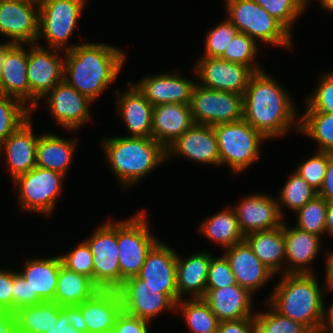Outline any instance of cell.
<instances>
[{
    "mask_svg": "<svg viewBox=\"0 0 333 333\" xmlns=\"http://www.w3.org/2000/svg\"><path fill=\"white\" fill-rule=\"evenodd\" d=\"M284 87L266 71L255 72L243 95V120L267 140L299 132L296 106Z\"/></svg>",
    "mask_w": 333,
    "mask_h": 333,
    "instance_id": "obj_1",
    "label": "cell"
},
{
    "mask_svg": "<svg viewBox=\"0 0 333 333\" xmlns=\"http://www.w3.org/2000/svg\"><path fill=\"white\" fill-rule=\"evenodd\" d=\"M63 80L95 101L116 80L126 53L108 43H83L64 53Z\"/></svg>",
    "mask_w": 333,
    "mask_h": 333,
    "instance_id": "obj_2",
    "label": "cell"
},
{
    "mask_svg": "<svg viewBox=\"0 0 333 333\" xmlns=\"http://www.w3.org/2000/svg\"><path fill=\"white\" fill-rule=\"evenodd\" d=\"M311 274H281L266 300L277 312L305 325L312 333H321L325 324L326 288Z\"/></svg>",
    "mask_w": 333,
    "mask_h": 333,
    "instance_id": "obj_3",
    "label": "cell"
},
{
    "mask_svg": "<svg viewBox=\"0 0 333 333\" xmlns=\"http://www.w3.org/2000/svg\"><path fill=\"white\" fill-rule=\"evenodd\" d=\"M101 144L111 171L124 189L135 186L167 161L166 149L152 137L110 136L102 139Z\"/></svg>",
    "mask_w": 333,
    "mask_h": 333,
    "instance_id": "obj_4",
    "label": "cell"
},
{
    "mask_svg": "<svg viewBox=\"0 0 333 333\" xmlns=\"http://www.w3.org/2000/svg\"><path fill=\"white\" fill-rule=\"evenodd\" d=\"M226 17L256 42L292 48V34L254 0H225Z\"/></svg>",
    "mask_w": 333,
    "mask_h": 333,
    "instance_id": "obj_5",
    "label": "cell"
},
{
    "mask_svg": "<svg viewBox=\"0 0 333 333\" xmlns=\"http://www.w3.org/2000/svg\"><path fill=\"white\" fill-rule=\"evenodd\" d=\"M216 134L220 166H228L236 174L250 168L260 157L262 141L267 140L246 121L213 126Z\"/></svg>",
    "mask_w": 333,
    "mask_h": 333,
    "instance_id": "obj_6",
    "label": "cell"
},
{
    "mask_svg": "<svg viewBox=\"0 0 333 333\" xmlns=\"http://www.w3.org/2000/svg\"><path fill=\"white\" fill-rule=\"evenodd\" d=\"M145 212L117 221L120 286L127 279L138 276L147 253L159 241L149 228Z\"/></svg>",
    "mask_w": 333,
    "mask_h": 333,
    "instance_id": "obj_7",
    "label": "cell"
},
{
    "mask_svg": "<svg viewBox=\"0 0 333 333\" xmlns=\"http://www.w3.org/2000/svg\"><path fill=\"white\" fill-rule=\"evenodd\" d=\"M87 0H46L39 2L38 40L45 39L48 48L70 51L69 39L82 16ZM69 44V46H68Z\"/></svg>",
    "mask_w": 333,
    "mask_h": 333,
    "instance_id": "obj_8",
    "label": "cell"
},
{
    "mask_svg": "<svg viewBox=\"0 0 333 333\" xmlns=\"http://www.w3.org/2000/svg\"><path fill=\"white\" fill-rule=\"evenodd\" d=\"M65 175L34 167L13 180L17 189L21 210L51 216L56 208V199L62 192Z\"/></svg>",
    "mask_w": 333,
    "mask_h": 333,
    "instance_id": "obj_9",
    "label": "cell"
},
{
    "mask_svg": "<svg viewBox=\"0 0 333 333\" xmlns=\"http://www.w3.org/2000/svg\"><path fill=\"white\" fill-rule=\"evenodd\" d=\"M93 254V283L102 290L120 287L117 221H107L85 239Z\"/></svg>",
    "mask_w": 333,
    "mask_h": 333,
    "instance_id": "obj_10",
    "label": "cell"
},
{
    "mask_svg": "<svg viewBox=\"0 0 333 333\" xmlns=\"http://www.w3.org/2000/svg\"><path fill=\"white\" fill-rule=\"evenodd\" d=\"M190 109L193 122L214 126L243 120V95L195 85Z\"/></svg>",
    "mask_w": 333,
    "mask_h": 333,
    "instance_id": "obj_11",
    "label": "cell"
},
{
    "mask_svg": "<svg viewBox=\"0 0 333 333\" xmlns=\"http://www.w3.org/2000/svg\"><path fill=\"white\" fill-rule=\"evenodd\" d=\"M27 79L30 88V109L37 110L38 103L58 83L63 81L64 57L60 50L28 44Z\"/></svg>",
    "mask_w": 333,
    "mask_h": 333,
    "instance_id": "obj_12",
    "label": "cell"
},
{
    "mask_svg": "<svg viewBox=\"0 0 333 333\" xmlns=\"http://www.w3.org/2000/svg\"><path fill=\"white\" fill-rule=\"evenodd\" d=\"M39 3L36 0H0V34L9 44H36Z\"/></svg>",
    "mask_w": 333,
    "mask_h": 333,
    "instance_id": "obj_13",
    "label": "cell"
},
{
    "mask_svg": "<svg viewBox=\"0 0 333 333\" xmlns=\"http://www.w3.org/2000/svg\"><path fill=\"white\" fill-rule=\"evenodd\" d=\"M198 59L193 71L200 80L197 84L211 90L244 95L249 80L255 73L248 66L221 58L200 57Z\"/></svg>",
    "mask_w": 333,
    "mask_h": 333,
    "instance_id": "obj_14",
    "label": "cell"
},
{
    "mask_svg": "<svg viewBox=\"0 0 333 333\" xmlns=\"http://www.w3.org/2000/svg\"><path fill=\"white\" fill-rule=\"evenodd\" d=\"M53 119L66 130H78L91 118L92 101L64 80L55 85L44 97Z\"/></svg>",
    "mask_w": 333,
    "mask_h": 333,
    "instance_id": "obj_15",
    "label": "cell"
},
{
    "mask_svg": "<svg viewBox=\"0 0 333 333\" xmlns=\"http://www.w3.org/2000/svg\"><path fill=\"white\" fill-rule=\"evenodd\" d=\"M117 291L125 312L149 322L162 312L176 310V304L166 294L158 293V289L147 285L138 276L124 281Z\"/></svg>",
    "mask_w": 333,
    "mask_h": 333,
    "instance_id": "obj_16",
    "label": "cell"
},
{
    "mask_svg": "<svg viewBox=\"0 0 333 333\" xmlns=\"http://www.w3.org/2000/svg\"><path fill=\"white\" fill-rule=\"evenodd\" d=\"M177 253L160 240L147 253L138 277L175 304L180 300L176 285Z\"/></svg>",
    "mask_w": 333,
    "mask_h": 333,
    "instance_id": "obj_17",
    "label": "cell"
},
{
    "mask_svg": "<svg viewBox=\"0 0 333 333\" xmlns=\"http://www.w3.org/2000/svg\"><path fill=\"white\" fill-rule=\"evenodd\" d=\"M233 208L244 236L257 231L275 229L284 222L277 200L266 193L249 194Z\"/></svg>",
    "mask_w": 333,
    "mask_h": 333,
    "instance_id": "obj_18",
    "label": "cell"
},
{
    "mask_svg": "<svg viewBox=\"0 0 333 333\" xmlns=\"http://www.w3.org/2000/svg\"><path fill=\"white\" fill-rule=\"evenodd\" d=\"M176 72L144 76L137 84L131 82L155 107L160 104H190L192 92L197 84Z\"/></svg>",
    "mask_w": 333,
    "mask_h": 333,
    "instance_id": "obj_19",
    "label": "cell"
},
{
    "mask_svg": "<svg viewBox=\"0 0 333 333\" xmlns=\"http://www.w3.org/2000/svg\"><path fill=\"white\" fill-rule=\"evenodd\" d=\"M166 151L167 160L177 154L197 164L220 166L218 143L213 126L194 123Z\"/></svg>",
    "mask_w": 333,
    "mask_h": 333,
    "instance_id": "obj_20",
    "label": "cell"
},
{
    "mask_svg": "<svg viewBox=\"0 0 333 333\" xmlns=\"http://www.w3.org/2000/svg\"><path fill=\"white\" fill-rule=\"evenodd\" d=\"M223 255L230 264L237 284L253 295L276 276L255 256L245 240L225 249Z\"/></svg>",
    "mask_w": 333,
    "mask_h": 333,
    "instance_id": "obj_21",
    "label": "cell"
},
{
    "mask_svg": "<svg viewBox=\"0 0 333 333\" xmlns=\"http://www.w3.org/2000/svg\"><path fill=\"white\" fill-rule=\"evenodd\" d=\"M31 117L0 144L12 181L36 167V147L40 135H35ZM2 152V153H1Z\"/></svg>",
    "mask_w": 333,
    "mask_h": 333,
    "instance_id": "obj_22",
    "label": "cell"
},
{
    "mask_svg": "<svg viewBox=\"0 0 333 333\" xmlns=\"http://www.w3.org/2000/svg\"><path fill=\"white\" fill-rule=\"evenodd\" d=\"M0 94L13 97L30 108L27 79L28 50L24 44H9L3 51Z\"/></svg>",
    "mask_w": 333,
    "mask_h": 333,
    "instance_id": "obj_23",
    "label": "cell"
},
{
    "mask_svg": "<svg viewBox=\"0 0 333 333\" xmlns=\"http://www.w3.org/2000/svg\"><path fill=\"white\" fill-rule=\"evenodd\" d=\"M127 86V90L123 93L116 90L118 96L116 101L117 113L130 133L125 137L151 138L154 106L131 81L128 82Z\"/></svg>",
    "mask_w": 333,
    "mask_h": 333,
    "instance_id": "obj_24",
    "label": "cell"
},
{
    "mask_svg": "<svg viewBox=\"0 0 333 333\" xmlns=\"http://www.w3.org/2000/svg\"><path fill=\"white\" fill-rule=\"evenodd\" d=\"M286 247L285 274H311L310 265L320 253L322 237L289 227L283 222Z\"/></svg>",
    "mask_w": 333,
    "mask_h": 333,
    "instance_id": "obj_25",
    "label": "cell"
},
{
    "mask_svg": "<svg viewBox=\"0 0 333 333\" xmlns=\"http://www.w3.org/2000/svg\"><path fill=\"white\" fill-rule=\"evenodd\" d=\"M193 124L190 104L157 105L153 108L152 138L167 150Z\"/></svg>",
    "mask_w": 333,
    "mask_h": 333,
    "instance_id": "obj_26",
    "label": "cell"
},
{
    "mask_svg": "<svg viewBox=\"0 0 333 333\" xmlns=\"http://www.w3.org/2000/svg\"><path fill=\"white\" fill-rule=\"evenodd\" d=\"M87 325V332L111 333L123 310L117 290H98L90 299L77 305Z\"/></svg>",
    "mask_w": 333,
    "mask_h": 333,
    "instance_id": "obj_27",
    "label": "cell"
},
{
    "mask_svg": "<svg viewBox=\"0 0 333 333\" xmlns=\"http://www.w3.org/2000/svg\"><path fill=\"white\" fill-rule=\"evenodd\" d=\"M252 297L253 294L247 289L236 284L220 289H206L203 299L221 322L254 317Z\"/></svg>",
    "mask_w": 333,
    "mask_h": 333,
    "instance_id": "obj_28",
    "label": "cell"
},
{
    "mask_svg": "<svg viewBox=\"0 0 333 333\" xmlns=\"http://www.w3.org/2000/svg\"><path fill=\"white\" fill-rule=\"evenodd\" d=\"M213 254L206 251L194 253L187 258L177 254L176 285L178 297L183 299L187 295L191 298L205 296L206 282L211 258Z\"/></svg>",
    "mask_w": 333,
    "mask_h": 333,
    "instance_id": "obj_29",
    "label": "cell"
},
{
    "mask_svg": "<svg viewBox=\"0 0 333 333\" xmlns=\"http://www.w3.org/2000/svg\"><path fill=\"white\" fill-rule=\"evenodd\" d=\"M62 261L60 256L28 259L20 275L31 288V296H38L42 301H53Z\"/></svg>",
    "mask_w": 333,
    "mask_h": 333,
    "instance_id": "obj_30",
    "label": "cell"
},
{
    "mask_svg": "<svg viewBox=\"0 0 333 333\" xmlns=\"http://www.w3.org/2000/svg\"><path fill=\"white\" fill-rule=\"evenodd\" d=\"M244 240L252 248L255 256L275 275L285 274L286 247L283 225L267 231L249 233Z\"/></svg>",
    "mask_w": 333,
    "mask_h": 333,
    "instance_id": "obj_31",
    "label": "cell"
},
{
    "mask_svg": "<svg viewBox=\"0 0 333 333\" xmlns=\"http://www.w3.org/2000/svg\"><path fill=\"white\" fill-rule=\"evenodd\" d=\"M76 144L77 138L70 140L53 133L41 134L36 147V166L67 176Z\"/></svg>",
    "mask_w": 333,
    "mask_h": 333,
    "instance_id": "obj_32",
    "label": "cell"
},
{
    "mask_svg": "<svg viewBox=\"0 0 333 333\" xmlns=\"http://www.w3.org/2000/svg\"><path fill=\"white\" fill-rule=\"evenodd\" d=\"M198 230L206 238L225 249L241 243L245 239L235 209L230 206L213 216L205 218Z\"/></svg>",
    "mask_w": 333,
    "mask_h": 333,
    "instance_id": "obj_33",
    "label": "cell"
},
{
    "mask_svg": "<svg viewBox=\"0 0 333 333\" xmlns=\"http://www.w3.org/2000/svg\"><path fill=\"white\" fill-rule=\"evenodd\" d=\"M100 290L93 281L85 275L60 266L54 302L58 305H79L90 299Z\"/></svg>",
    "mask_w": 333,
    "mask_h": 333,
    "instance_id": "obj_34",
    "label": "cell"
},
{
    "mask_svg": "<svg viewBox=\"0 0 333 333\" xmlns=\"http://www.w3.org/2000/svg\"><path fill=\"white\" fill-rule=\"evenodd\" d=\"M61 306L53 301L25 306L15 311L17 333H53Z\"/></svg>",
    "mask_w": 333,
    "mask_h": 333,
    "instance_id": "obj_35",
    "label": "cell"
},
{
    "mask_svg": "<svg viewBox=\"0 0 333 333\" xmlns=\"http://www.w3.org/2000/svg\"><path fill=\"white\" fill-rule=\"evenodd\" d=\"M181 312L191 333H217L220 321L203 298L180 299L176 310Z\"/></svg>",
    "mask_w": 333,
    "mask_h": 333,
    "instance_id": "obj_36",
    "label": "cell"
},
{
    "mask_svg": "<svg viewBox=\"0 0 333 333\" xmlns=\"http://www.w3.org/2000/svg\"><path fill=\"white\" fill-rule=\"evenodd\" d=\"M299 133L317 141V151L333 154V111H305L299 118Z\"/></svg>",
    "mask_w": 333,
    "mask_h": 333,
    "instance_id": "obj_37",
    "label": "cell"
},
{
    "mask_svg": "<svg viewBox=\"0 0 333 333\" xmlns=\"http://www.w3.org/2000/svg\"><path fill=\"white\" fill-rule=\"evenodd\" d=\"M317 195L318 191L310 186L297 172L293 171L277 198L282 217L285 216L283 208L287 207L293 212H297Z\"/></svg>",
    "mask_w": 333,
    "mask_h": 333,
    "instance_id": "obj_38",
    "label": "cell"
},
{
    "mask_svg": "<svg viewBox=\"0 0 333 333\" xmlns=\"http://www.w3.org/2000/svg\"><path fill=\"white\" fill-rule=\"evenodd\" d=\"M32 114V110L24 103L3 94H0V144Z\"/></svg>",
    "mask_w": 333,
    "mask_h": 333,
    "instance_id": "obj_39",
    "label": "cell"
},
{
    "mask_svg": "<svg viewBox=\"0 0 333 333\" xmlns=\"http://www.w3.org/2000/svg\"><path fill=\"white\" fill-rule=\"evenodd\" d=\"M328 201L317 195L299 209L296 226L300 230L321 237L326 232V216Z\"/></svg>",
    "mask_w": 333,
    "mask_h": 333,
    "instance_id": "obj_40",
    "label": "cell"
},
{
    "mask_svg": "<svg viewBox=\"0 0 333 333\" xmlns=\"http://www.w3.org/2000/svg\"><path fill=\"white\" fill-rule=\"evenodd\" d=\"M258 46V43L247 34L237 32L227 45L221 59L248 66L254 72L262 71L264 69L255 62Z\"/></svg>",
    "mask_w": 333,
    "mask_h": 333,
    "instance_id": "obj_41",
    "label": "cell"
},
{
    "mask_svg": "<svg viewBox=\"0 0 333 333\" xmlns=\"http://www.w3.org/2000/svg\"><path fill=\"white\" fill-rule=\"evenodd\" d=\"M268 311L255 312L256 333H312L305 325L277 312L267 301Z\"/></svg>",
    "mask_w": 333,
    "mask_h": 333,
    "instance_id": "obj_42",
    "label": "cell"
},
{
    "mask_svg": "<svg viewBox=\"0 0 333 333\" xmlns=\"http://www.w3.org/2000/svg\"><path fill=\"white\" fill-rule=\"evenodd\" d=\"M291 34L292 25L305 11L299 0H254Z\"/></svg>",
    "mask_w": 333,
    "mask_h": 333,
    "instance_id": "obj_43",
    "label": "cell"
},
{
    "mask_svg": "<svg viewBox=\"0 0 333 333\" xmlns=\"http://www.w3.org/2000/svg\"><path fill=\"white\" fill-rule=\"evenodd\" d=\"M237 32V28L227 18L214 26L207 32L205 53L201 57L221 58Z\"/></svg>",
    "mask_w": 333,
    "mask_h": 333,
    "instance_id": "obj_44",
    "label": "cell"
},
{
    "mask_svg": "<svg viewBox=\"0 0 333 333\" xmlns=\"http://www.w3.org/2000/svg\"><path fill=\"white\" fill-rule=\"evenodd\" d=\"M305 111H333V71L322 73L319 82L305 101Z\"/></svg>",
    "mask_w": 333,
    "mask_h": 333,
    "instance_id": "obj_45",
    "label": "cell"
},
{
    "mask_svg": "<svg viewBox=\"0 0 333 333\" xmlns=\"http://www.w3.org/2000/svg\"><path fill=\"white\" fill-rule=\"evenodd\" d=\"M327 165L328 152L317 151L312 157L298 164L294 171L319 192L324 181Z\"/></svg>",
    "mask_w": 333,
    "mask_h": 333,
    "instance_id": "obj_46",
    "label": "cell"
},
{
    "mask_svg": "<svg viewBox=\"0 0 333 333\" xmlns=\"http://www.w3.org/2000/svg\"><path fill=\"white\" fill-rule=\"evenodd\" d=\"M62 265L68 270L87 276L93 281V254L85 240L66 254L60 255Z\"/></svg>",
    "mask_w": 333,
    "mask_h": 333,
    "instance_id": "obj_47",
    "label": "cell"
},
{
    "mask_svg": "<svg viewBox=\"0 0 333 333\" xmlns=\"http://www.w3.org/2000/svg\"><path fill=\"white\" fill-rule=\"evenodd\" d=\"M235 275L224 255L213 256L210 261L206 289H220L236 285Z\"/></svg>",
    "mask_w": 333,
    "mask_h": 333,
    "instance_id": "obj_48",
    "label": "cell"
},
{
    "mask_svg": "<svg viewBox=\"0 0 333 333\" xmlns=\"http://www.w3.org/2000/svg\"><path fill=\"white\" fill-rule=\"evenodd\" d=\"M12 289L13 312L22 307L43 302L38 296H31V288L29 287V284L18 271H14V283Z\"/></svg>",
    "mask_w": 333,
    "mask_h": 333,
    "instance_id": "obj_49",
    "label": "cell"
},
{
    "mask_svg": "<svg viewBox=\"0 0 333 333\" xmlns=\"http://www.w3.org/2000/svg\"><path fill=\"white\" fill-rule=\"evenodd\" d=\"M149 324V321L130 315L122 310L111 333H150Z\"/></svg>",
    "mask_w": 333,
    "mask_h": 333,
    "instance_id": "obj_50",
    "label": "cell"
},
{
    "mask_svg": "<svg viewBox=\"0 0 333 333\" xmlns=\"http://www.w3.org/2000/svg\"><path fill=\"white\" fill-rule=\"evenodd\" d=\"M13 283V269H0V308L2 310L13 311Z\"/></svg>",
    "mask_w": 333,
    "mask_h": 333,
    "instance_id": "obj_51",
    "label": "cell"
},
{
    "mask_svg": "<svg viewBox=\"0 0 333 333\" xmlns=\"http://www.w3.org/2000/svg\"><path fill=\"white\" fill-rule=\"evenodd\" d=\"M217 333H256L255 317L221 321Z\"/></svg>",
    "mask_w": 333,
    "mask_h": 333,
    "instance_id": "obj_52",
    "label": "cell"
},
{
    "mask_svg": "<svg viewBox=\"0 0 333 333\" xmlns=\"http://www.w3.org/2000/svg\"><path fill=\"white\" fill-rule=\"evenodd\" d=\"M318 195L326 199L328 202H333V154L331 153H328L326 174Z\"/></svg>",
    "mask_w": 333,
    "mask_h": 333,
    "instance_id": "obj_53",
    "label": "cell"
},
{
    "mask_svg": "<svg viewBox=\"0 0 333 333\" xmlns=\"http://www.w3.org/2000/svg\"><path fill=\"white\" fill-rule=\"evenodd\" d=\"M0 333H17V318L13 311L0 312Z\"/></svg>",
    "mask_w": 333,
    "mask_h": 333,
    "instance_id": "obj_54",
    "label": "cell"
},
{
    "mask_svg": "<svg viewBox=\"0 0 333 333\" xmlns=\"http://www.w3.org/2000/svg\"><path fill=\"white\" fill-rule=\"evenodd\" d=\"M53 333H80L69 323L68 306H61V312L59 313L58 321L55 323V327L53 328Z\"/></svg>",
    "mask_w": 333,
    "mask_h": 333,
    "instance_id": "obj_55",
    "label": "cell"
},
{
    "mask_svg": "<svg viewBox=\"0 0 333 333\" xmlns=\"http://www.w3.org/2000/svg\"><path fill=\"white\" fill-rule=\"evenodd\" d=\"M68 320L80 333L87 332V325L83 319L81 309L77 305L68 306Z\"/></svg>",
    "mask_w": 333,
    "mask_h": 333,
    "instance_id": "obj_56",
    "label": "cell"
},
{
    "mask_svg": "<svg viewBox=\"0 0 333 333\" xmlns=\"http://www.w3.org/2000/svg\"><path fill=\"white\" fill-rule=\"evenodd\" d=\"M325 264H326V269H325V275H326V281H325V288L326 292L328 291H333V251H328L326 250V255H325Z\"/></svg>",
    "mask_w": 333,
    "mask_h": 333,
    "instance_id": "obj_57",
    "label": "cell"
},
{
    "mask_svg": "<svg viewBox=\"0 0 333 333\" xmlns=\"http://www.w3.org/2000/svg\"><path fill=\"white\" fill-rule=\"evenodd\" d=\"M329 307L326 308L325 324L321 333H333V302Z\"/></svg>",
    "mask_w": 333,
    "mask_h": 333,
    "instance_id": "obj_58",
    "label": "cell"
},
{
    "mask_svg": "<svg viewBox=\"0 0 333 333\" xmlns=\"http://www.w3.org/2000/svg\"><path fill=\"white\" fill-rule=\"evenodd\" d=\"M326 233L333 236V202L328 203L326 216Z\"/></svg>",
    "mask_w": 333,
    "mask_h": 333,
    "instance_id": "obj_59",
    "label": "cell"
},
{
    "mask_svg": "<svg viewBox=\"0 0 333 333\" xmlns=\"http://www.w3.org/2000/svg\"><path fill=\"white\" fill-rule=\"evenodd\" d=\"M320 6L326 9V11L333 12V0H322Z\"/></svg>",
    "mask_w": 333,
    "mask_h": 333,
    "instance_id": "obj_60",
    "label": "cell"
},
{
    "mask_svg": "<svg viewBox=\"0 0 333 333\" xmlns=\"http://www.w3.org/2000/svg\"><path fill=\"white\" fill-rule=\"evenodd\" d=\"M9 45V43L7 41H5L4 43L0 42V82H1V69H2V55H3V51L4 49Z\"/></svg>",
    "mask_w": 333,
    "mask_h": 333,
    "instance_id": "obj_61",
    "label": "cell"
},
{
    "mask_svg": "<svg viewBox=\"0 0 333 333\" xmlns=\"http://www.w3.org/2000/svg\"><path fill=\"white\" fill-rule=\"evenodd\" d=\"M311 0H299V2H300V4L303 6V8L306 10V8H307V6H308V4H309V2H310ZM314 1V0H313ZM319 3H321V1L322 0H317Z\"/></svg>",
    "mask_w": 333,
    "mask_h": 333,
    "instance_id": "obj_62",
    "label": "cell"
},
{
    "mask_svg": "<svg viewBox=\"0 0 333 333\" xmlns=\"http://www.w3.org/2000/svg\"><path fill=\"white\" fill-rule=\"evenodd\" d=\"M36 1L39 3V2H42V1H46V0H36Z\"/></svg>",
    "mask_w": 333,
    "mask_h": 333,
    "instance_id": "obj_63",
    "label": "cell"
}]
</instances>
